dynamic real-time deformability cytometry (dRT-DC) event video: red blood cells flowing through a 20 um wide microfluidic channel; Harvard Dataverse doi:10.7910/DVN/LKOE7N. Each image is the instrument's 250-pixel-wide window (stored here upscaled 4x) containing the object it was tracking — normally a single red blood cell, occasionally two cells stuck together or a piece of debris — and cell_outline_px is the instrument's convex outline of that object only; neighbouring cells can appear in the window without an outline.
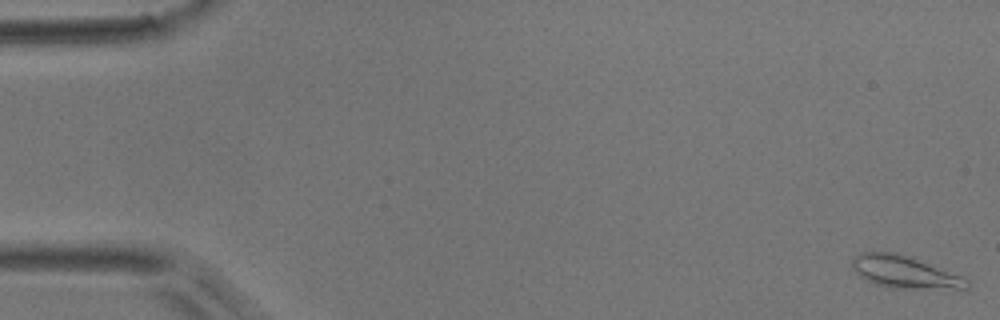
{"species": "common noctule bat (a hibernating species)", "species_latin": "Nyctalus noctula", "temperature_condition": "room temperature", "stored_images_in_passage": 51, "camera_frame_rate_fps": 3000, "um_per_image_px": 0.085, "animal": {"sex": "male", "body_mass_g": 17.9}, "frame": {"image": 1, "passage_image": 1, "time_ms": 0.0, "image_size_px": [1000, 320], "cell_outline_px": [[972, 284], [968, 288], [892, 288], [876, 284], [860, 276], [852, 268], [852, 260], [860, 252], [896, 252], [960, 276], [968, 280]], "centroid_in_image_um": [76.85, 23.12], "position_along_channel_um": 8.2, "area_um2": 20.92}}
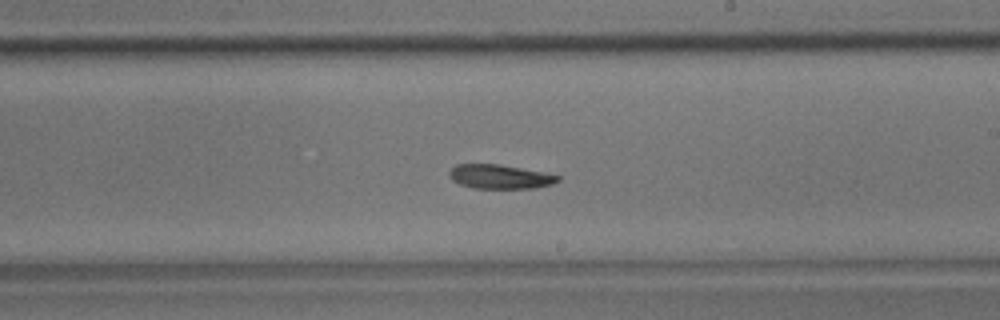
{"frame": {"image": 2, "passage_image": 30, "time_ms": 9.667, "image_size_px": [1000, 320], "cell_outline_px": [[560, 180], [552, 184], [536, 188], [472, 188], [460, 184], [452, 180], [448, 176], [448, 172], [456, 164], [500, 164], [544, 172], [560, 176]], "centroid_in_image_um": [42.48, 15.01], "position_along_channel_um": 246.5, "area_um2": 15.37}}
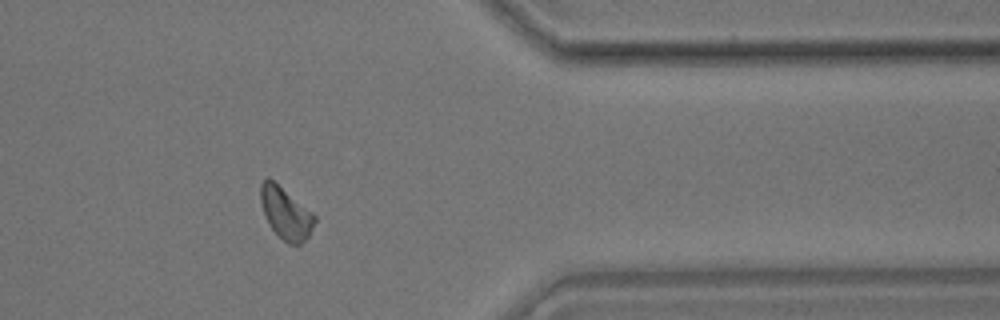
{"frame": {"image": 3, "passage_image": 42, "time_ms": 13.667, "image_size_px": [1000, 320], "cell_outline_px": [[316, 220], [308, 236], [300, 244], [288, 244], [272, 228], [264, 212], [260, 200], [260, 184], [268, 176], [312, 212], [316, 216]], "centroid_in_image_um": [24.29, 18.1], "position_along_channel_um": 387.1, "area_um2": 15.9}, "authors_computed_cell_mechanics": {"area_um2": 16.3574, "velocity_mm_per_s": 3.932, "shape_relaxation_time_tau1_ms": 3.1155, "shape_relaxation_time_tau2_ms": null, "deformation_change_tau1": 0.1246, "deformation_change_tau2": null}}